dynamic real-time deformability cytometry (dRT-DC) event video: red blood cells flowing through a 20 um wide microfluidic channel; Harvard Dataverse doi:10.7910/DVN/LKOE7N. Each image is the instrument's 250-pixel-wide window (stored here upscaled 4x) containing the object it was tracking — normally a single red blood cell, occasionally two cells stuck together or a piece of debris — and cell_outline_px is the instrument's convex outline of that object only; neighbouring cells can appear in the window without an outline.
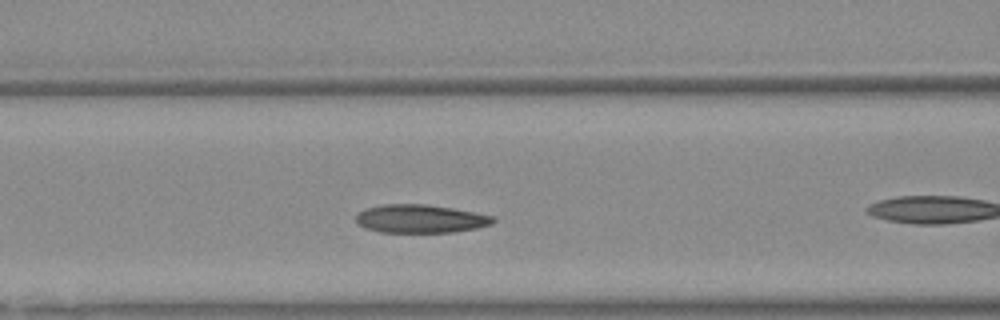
{"species": "Egyptian fruit bat (a non-hibernating species)", "species_latin": "Rousettus aegyptiacus", "temperature_condition": "warm", "stored_images_in_passage": 30, "camera_frame_rate_fps": 3000, "um_per_image_px": 0.085, "animal": {"sex": "female"}, "frame": {"image": 1, "passage_image": 7, "time_ms": 2.0, "image_size_px": [1000, 320], "cell_outline_px": [[496, 220], [492, 224], [476, 228], [452, 232], [380, 232], [364, 228], [356, 220], [356, 216], [360, 212], [368, 208], [384, 204], [424, 204], [452, 208], [496, 216]], "centroid_in_image_um": [35.77, 18.59], "position_along_channel_um": 130.8, "area_um2": 22.48}}
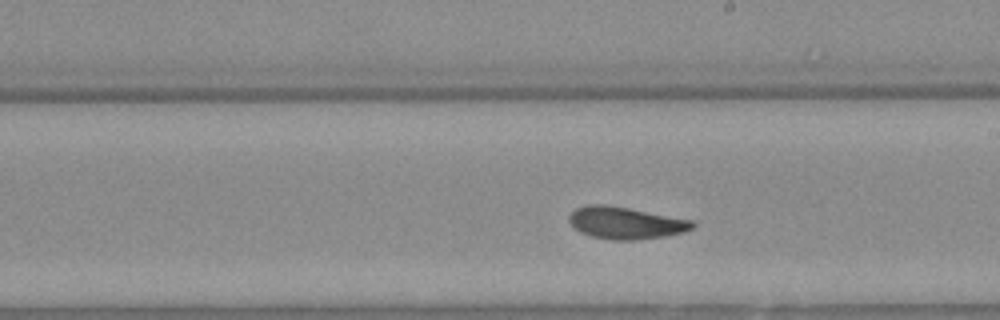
{"frame": {"image": 2, "passage_image": 15, "time_ms": 4.667, "image_size_px": [1000, 320], "cell_outline_px": [[696, 228], [684, 232], [664, 236], [632, 240], [612, 240], [592, 236], [580, 232], [568, 220], [568, 216], [576, 208], [588, 204], [604, 204], [628, 208], [692, 220], [696, 224]], "centroid_in_image_um": [53.19, 18.94], "position_along_channel_um": 235.8, "area_um2": 22.95}}
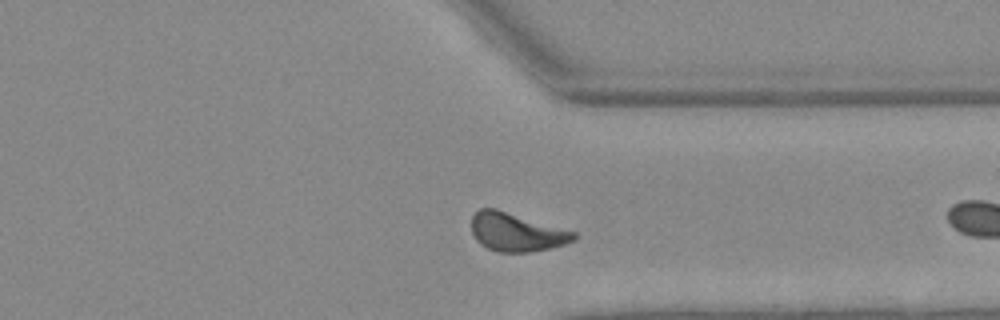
{"frame": {"image": 3, "passage_image": 25, "time_ms": 8.0, "image_size_px": [1000, 320], "cell_outline_px": [[576, 240], [564, 244], [548, 248], [528, 252], [496, 252], [480, 244], [476, 240], [472, 232], [472, 216], [480, 208], [496, 208], [576, 232]], "centroid_in_image_um": [43.88, 19.73], "position_along_channel_um": 367.5, "area_um2": 22.83}}